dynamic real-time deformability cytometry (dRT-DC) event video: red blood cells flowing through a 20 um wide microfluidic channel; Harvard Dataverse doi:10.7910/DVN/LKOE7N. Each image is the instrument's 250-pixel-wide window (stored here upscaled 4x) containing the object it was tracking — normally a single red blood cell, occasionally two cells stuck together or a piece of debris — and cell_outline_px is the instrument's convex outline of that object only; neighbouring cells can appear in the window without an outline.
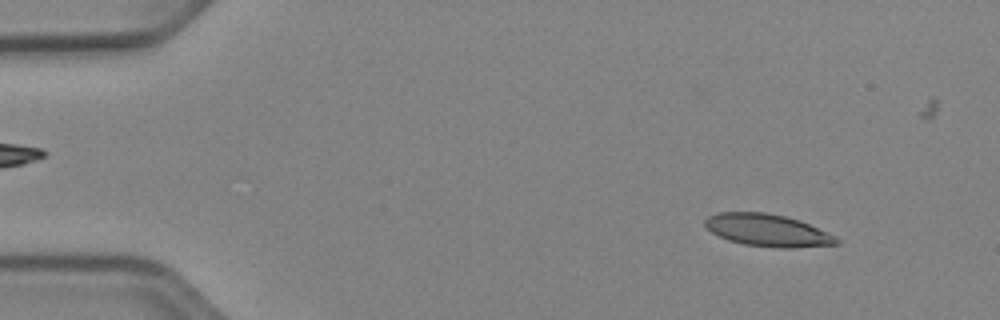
{"species": "Egyptian fruit bat (a non-hibernating species)", "species_latin": "Rousettus aegyptiacus", "temperature_condition": "cold", "stored_images_in_passage": 46, "camera_frame_rate_fps": 3000, "um_per_image_px": 0.085, "animal": {"sex": "female"}, "frame": {"image": 1, "passage_image": 5, "time_ms": 1.333, "image_size_px": [1000, 320], "cell_outline_px": [[840, 244], [792, 248], [784, 248], [744, 244], [728, 240], [712, 232], [704, 224], [704, 220], [708, 216], [716, 212], [764, 212], [784, 216], [800, 220], [836, 236], [840, 240]], "centroid_in_image_um": [65.26, 19.57], "position_along_channel_um": 19.7, "area_um2": 24.68}}
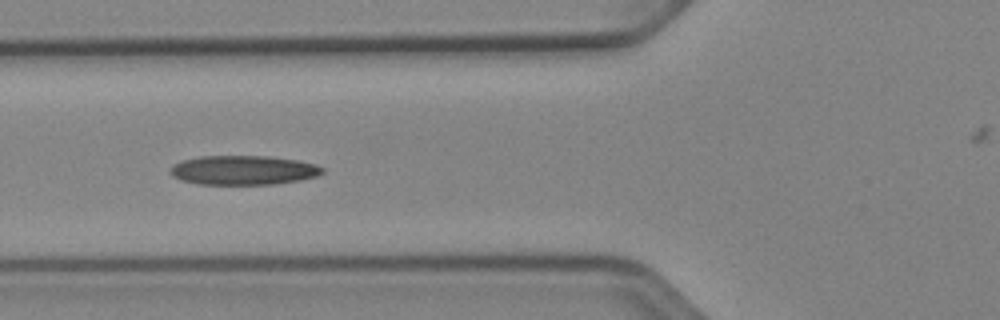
{"frame": {"image": 2, "passage_image": 19, "time_ms": 6.0, "image_size_px": [1000, 320], "cell_outline_px": [[324, 172], [316, 176], [300, 180], [276, 184], [196, 184], [180, 180], [172, 176], [168, 172], [172, 164], [184, 160], [200, 156], [268, 156], [296, 160], [316, 164], [324, 168]], "centroid_in_image_um": [20.65, 14.47], "position_along_channel_um": 105.1, "area_um2": 26.13}}
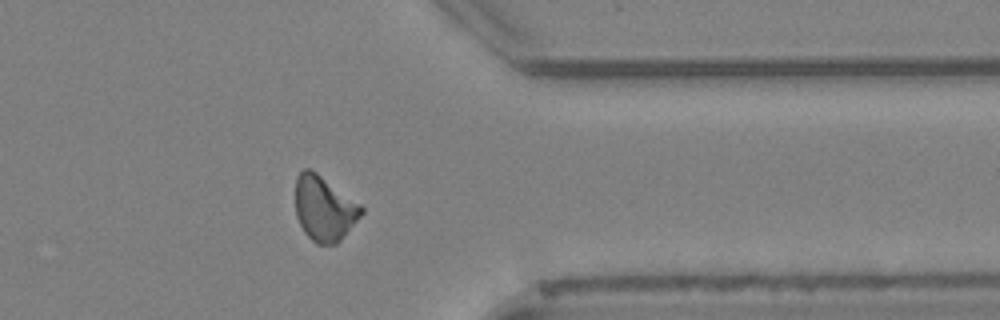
{"frame": {"image": 3, "passage_image": 41, "time_ms": 13.333, "image_size_px": [1000, 320], "cell_outline_px": [[364, 212], [340, 240], [336, 244], [316, 244], [304, 232], [296, 216], [296, 176], [304, 168], [308, 168], [316, 172], [360, 204], [364, 208]], "centroid_in_image_um": [27.55, 17.72], "position_along_channel_um": 383.9, "area_um2": 24.68}}